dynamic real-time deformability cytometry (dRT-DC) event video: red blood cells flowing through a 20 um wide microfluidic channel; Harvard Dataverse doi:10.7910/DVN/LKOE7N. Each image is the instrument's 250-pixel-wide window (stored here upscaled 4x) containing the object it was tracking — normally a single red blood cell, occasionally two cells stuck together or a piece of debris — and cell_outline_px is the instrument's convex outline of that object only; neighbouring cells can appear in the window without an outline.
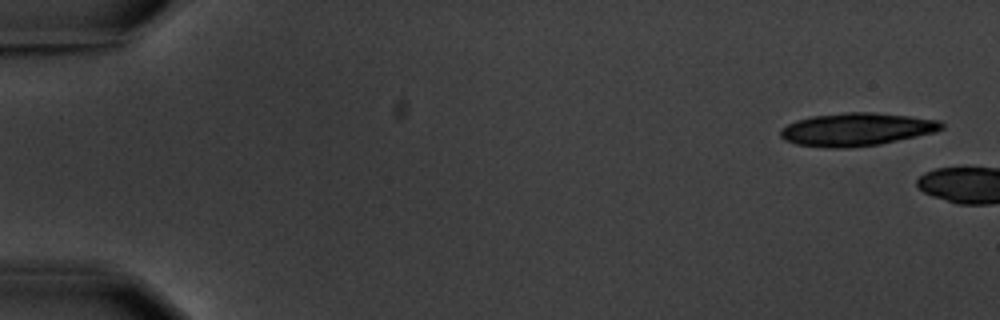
{"species": "common noctule bat (a hibernating species)", "species_latin": "Nyctalus noctula", "temperature_condition": "warm", "stored_images_in_passage": 2, "camera_frame_rate_fps": 3000, "um_per_image_px": 0.085, "animal": {"sex": "male", "body_mass_g": 20.1, "forearm_length_mm": 53.5}, "frame": {"image": 1, "passage_image": 1, "time_ms": 0.0, "image_size_px": [1000, 320], "cell_outline_px": [[944, 128], [936, 132], [880, 144], [848, 148], [832, 148], [796, 144], [784, 140], [780, 136], [780, 128], [796, 120], [812, 116], [848, 112], [872, 112], [908, 116], [940, 120], [944, 124]], "centroid_in_image_um": [72.81, 11.0], "position_along_channel_um": 12.2, "area_um2": 30.98}}